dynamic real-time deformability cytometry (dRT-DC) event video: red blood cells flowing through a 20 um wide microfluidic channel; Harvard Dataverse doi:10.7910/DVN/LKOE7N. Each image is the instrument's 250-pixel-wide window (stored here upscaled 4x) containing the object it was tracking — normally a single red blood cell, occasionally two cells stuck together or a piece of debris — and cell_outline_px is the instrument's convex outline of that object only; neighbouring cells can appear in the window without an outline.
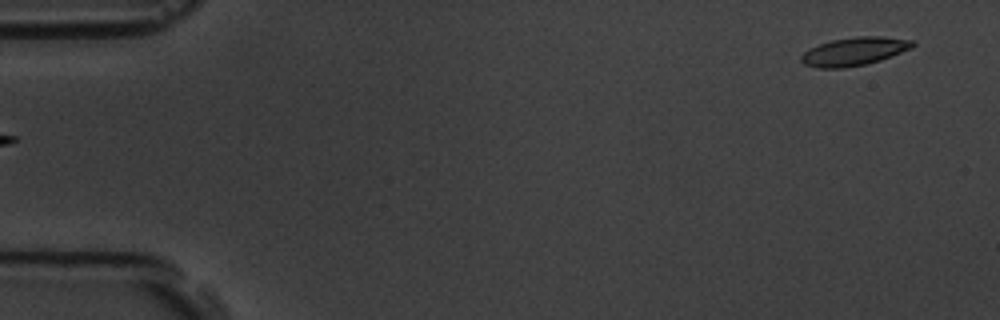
{"species": "common noctule bat (a hibernating species)", "species_latin": "Nyctalus noctula", "temperature_condition": "room temperature", "stored_images_in_passage": 6, "segment_of_instrument_passage": [2, 2], "camera_frame_rate_fps": 3000, "um_per_image_px": 0.085, "animal": {"sex": "male", "body_mass_g": 19.5, "forearm_length_mm": 54.6}, "frame": {"image": 1, "passage_image": 6, "time_ms": 6.0, "image_size_px": [1000, 320], "cell_outline_px": [[916, 44], [912, 48], [892, 56], [880, 60], [864, 64], [844, 68], [816, 68], [804, 64], [800, 60], [800, 56], [808, 48], [832, 40], [856, 36], [884, 36], [916, 40]], "centroid_in_image_um": [72.63, 4.36], "position_along_channel_um": 12.4, "area_um2": 18.55}}